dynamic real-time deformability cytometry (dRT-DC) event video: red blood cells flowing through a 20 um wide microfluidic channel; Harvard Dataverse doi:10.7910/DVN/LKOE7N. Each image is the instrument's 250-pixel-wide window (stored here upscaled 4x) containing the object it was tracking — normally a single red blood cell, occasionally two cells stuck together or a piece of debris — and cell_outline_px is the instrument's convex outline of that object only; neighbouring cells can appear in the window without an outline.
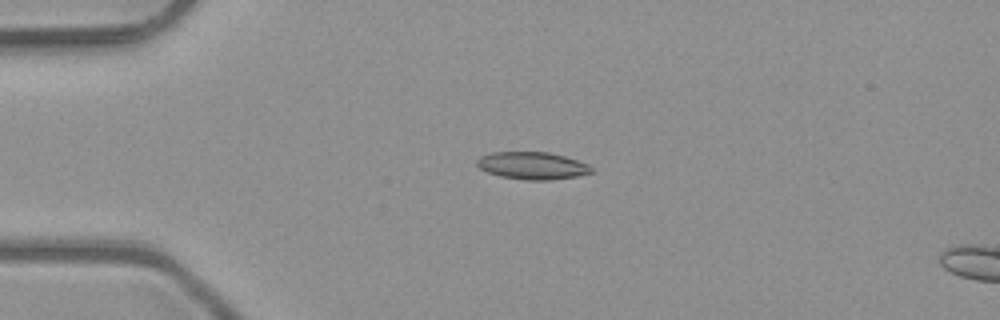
{"species": "common noctule bat (a hibernating species)", "species_latin": "Nyctalus noctula", "temperature_condition": "room temperature", "stored_images_in_passage": 5, "camera_frame_rate_fps": 3000, "um_per_image_px": 0.085, "animal": {"sex": "male", "body_mass_g": 23.1, "forearm_length_mm": 52.7}, "frame": {"image": 1, "passage_image": 4, "time_ms": 1.0, "image_size_px": [1000, 320], "cell_outline_px": [[592, 172], [576, 176], [548, 180], [524, 180], [500, 176], [488, 172], [480, 168], [476, 164], [476, 160], [480, 156], [492, 152], [548, 152], [564, 156], [588, 164], [592, 168]], "centroid_in_image_um": [45.21, 14.07], "position_along_channel_um": 39.8, "area_um2": 18.15}}